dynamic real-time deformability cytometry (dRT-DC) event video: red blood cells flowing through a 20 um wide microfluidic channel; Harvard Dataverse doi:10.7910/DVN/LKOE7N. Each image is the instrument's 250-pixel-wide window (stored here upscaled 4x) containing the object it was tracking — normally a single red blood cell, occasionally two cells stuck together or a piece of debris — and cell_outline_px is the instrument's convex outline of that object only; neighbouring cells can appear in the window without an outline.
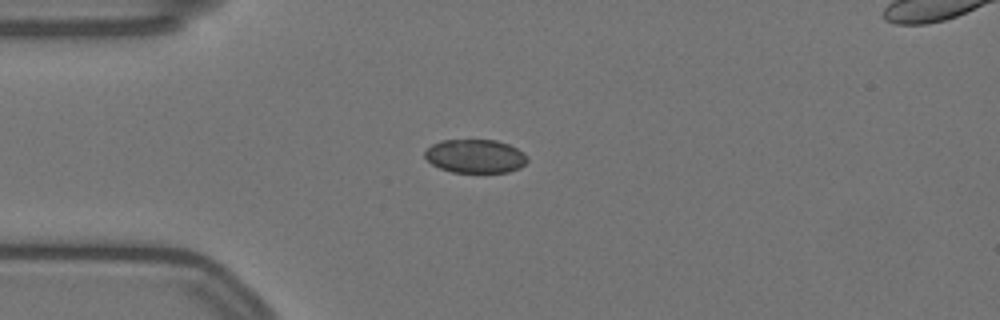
{"species": "Egyptian fruit bat (a non-hibernating species)", "species_latin": "Rousettus aegyptiacus", "temperature_condition": "warm", "stored_images_in_passage": 45, "segment_of_instrument_passage": [1, 2], "camera_frame_rate_fps": 3000, "um_per_image_px": 0.085, "animal": {"sex": "female"}, "frame": {"image": 1, "passage_image": 1, "time_ms": 0.0, "image_size_px": [1000, 320], "cell_outline_px": [[528, 160], [520, 168], [508, 172], [452, 172], [440, 168], [432, 164], [424, 156], [424, 152], [432, 144], [440, 140], [496, 140], [508, 144], [524, 152], [528, 156]], "centroid_in_image_um": [40.41, 13.27], "position_along_channel_um": 44.6, "area_um2": 20.11}}
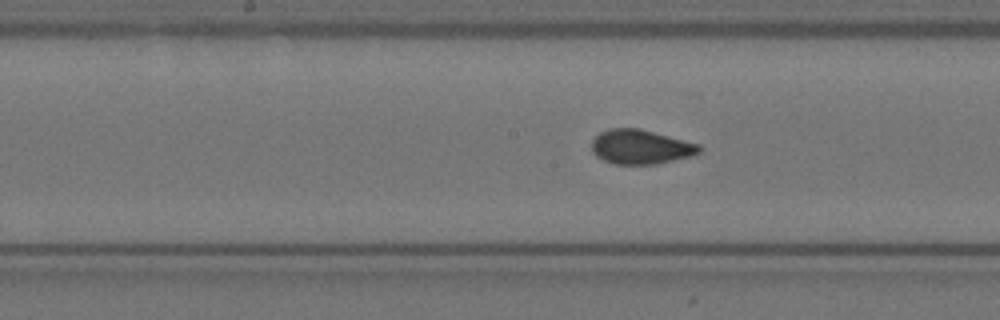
{"frame": {"image": 2, "passage_image": 15, "time_ms": 4.667, "image_size_px": [1000, 320], "cell_outline_px": [[704, 148], [696, 156], [656, 164], [616, 164], [604, 160], [596, 156], [592, 152], [592, 140], [600, 132], [608, 128], [640, 128], [700, 144]], "centroid_in_image_um": [54.51, 12.48], "position_along_channel_um": 193.7, "area_um2": 21.91}}
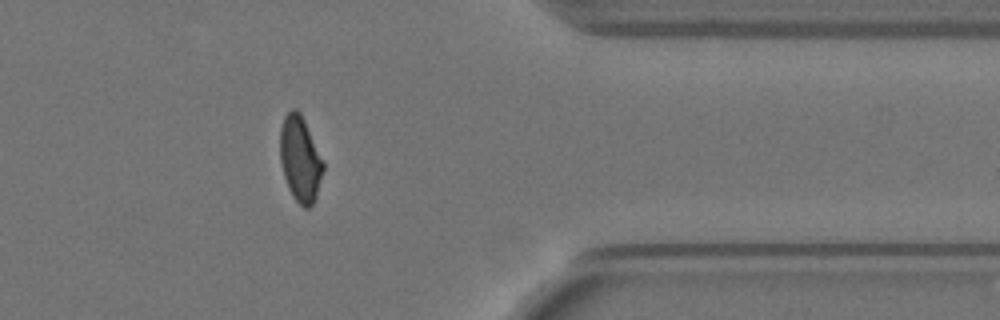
{"frame": {"image": 3, "passage_image": 33, "time_ms": 10.667, "image_size_px": [1000, 320], "cell_outline_px": [[324, 168], [316, 196], [312, 204], [308, 208], [304, 208], [292, 196], [288, 188], [284, 176], [280, 160], [280, 128], [284, 116], [292, 108], [296, 108], [300, 112], [324, 160]], "centroid_in_image_um": [25.51, 13.5], "position_along_channel_um": 385.9, "area_um2": 21.56}}